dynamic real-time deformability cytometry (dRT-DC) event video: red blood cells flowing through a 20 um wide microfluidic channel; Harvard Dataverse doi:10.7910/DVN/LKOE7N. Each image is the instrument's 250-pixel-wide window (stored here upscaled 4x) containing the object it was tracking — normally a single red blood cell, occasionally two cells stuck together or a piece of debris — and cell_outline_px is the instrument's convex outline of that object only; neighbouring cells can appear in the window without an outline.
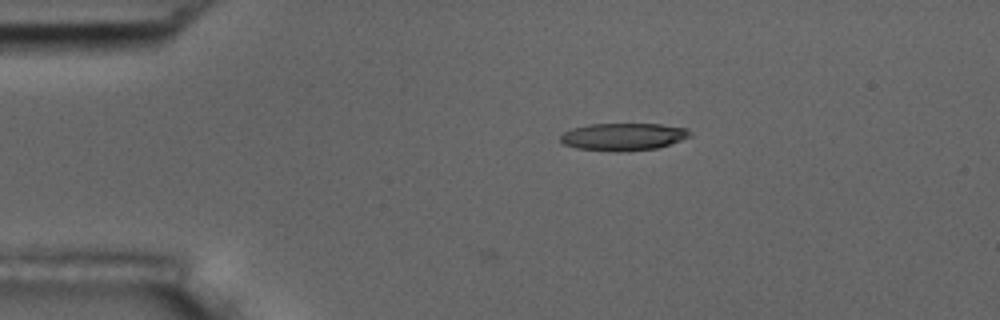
{"species": "common noctule bat (a hibernating species)", "species_latin": "Nyctalus noctula", "temperature_condition": "room temperature", "stored_images_in_passage": 5, "camera_frame_rate_fps": 3000, "um_per_image_px": 0.085, "animal": {"sex": "male", "body_mass_g": 17.5, "forearm_length_mm": 52.3}, "frame": {"image": 1, "passage_image": 1, "time_ms": 0.0, "image_size_px": [1000, 320], "cell_outline_px": [[692, 136], [656, 148], [620, 152], [612, 152], [576, 148], [564, 144], [560, 140], [560, 136], [564, 132], [572, 128], [592, 124], [660, 124], [684, 128], [692, 132]], "centroid_in_image_um": [52.95, 11.63], "position_along_channel_um": 32.0, "area_um2": 20.63}}